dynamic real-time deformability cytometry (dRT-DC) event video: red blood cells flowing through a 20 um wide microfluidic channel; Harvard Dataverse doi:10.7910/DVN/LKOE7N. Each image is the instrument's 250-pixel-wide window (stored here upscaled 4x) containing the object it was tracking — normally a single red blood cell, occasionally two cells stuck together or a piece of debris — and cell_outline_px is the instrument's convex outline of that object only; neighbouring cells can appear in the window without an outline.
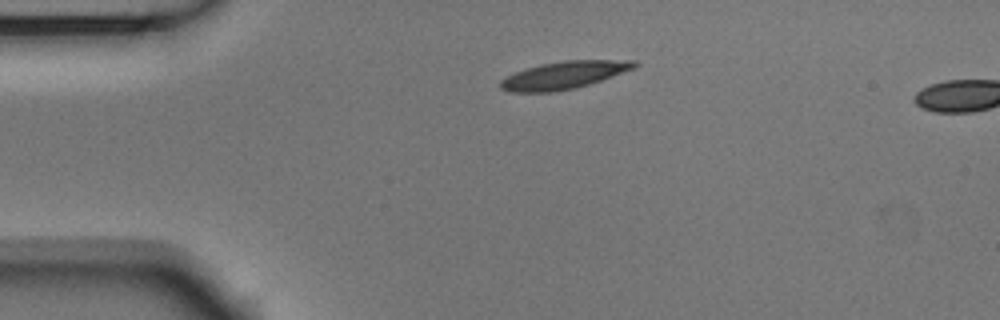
{"species": "Egyptian fruit bat (a non-hibernating species)", "species_latin": "Rousettus aegyptiacus", "temperature_condition": "room temperature", "stored_images_in_passage": 3, "camera_frame_rate_fps": 3000, "um_per_image_px": 0.085, "animal": {"sex": "male"}, "frame": {"image": 1, "passage_image": 1, "time_ms": 0.0, "image_size_px": [1000, 320], "cell_outline_px": [[640, 64], [636, 68], [576, 88], [552, 92], [508, 92], [500, 88], [500, 80], [504, 76], [540, 64], [564, 60], [636, 60]], "centroid_in_image_um": [47.93, 6.38], "position_along_channel_um": 37.1, "area_um2": 21.56}}